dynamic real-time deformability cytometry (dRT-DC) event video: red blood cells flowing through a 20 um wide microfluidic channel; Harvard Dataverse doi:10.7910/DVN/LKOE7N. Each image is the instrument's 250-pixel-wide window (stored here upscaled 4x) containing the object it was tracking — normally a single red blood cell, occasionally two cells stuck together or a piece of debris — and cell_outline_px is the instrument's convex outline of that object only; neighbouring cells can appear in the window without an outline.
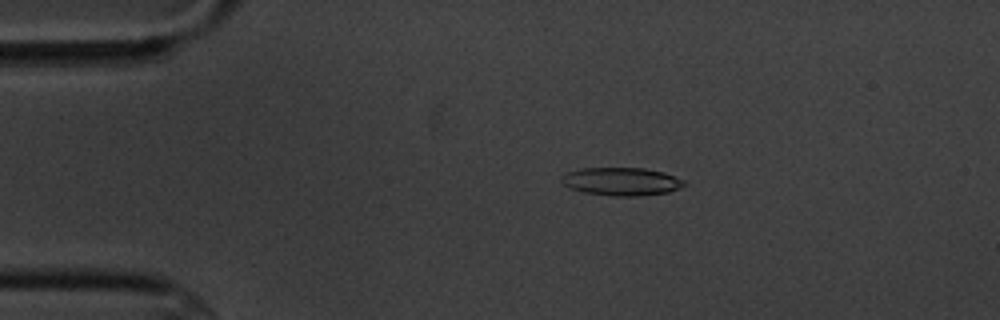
{"species": "common noctule bat (a hibernating species)", "species_latin": "Nyctalus noctula", "temperature_condition": "cold", "stored_images_in_passage": 16, "camera_frame_rate_fps": 3000, "um_per_image_px": 0.085, "animal": {"sex": "male", "body_mass_g": 20.1, "forearm_length_mm": 53.5}, "frame": {"image": 1, "passage_image": 3, "time_ms": 2.333, "image_size_px": [1000, 320], "cell_outline_px": [[688, 184], [680, 188], [668, 192], [636, 196], [612, 196], [584, 192], [560, 184], [560, 176], [564, 172], [580, 168], [644, 168], [664, 172], [684, 180]], "centroid_in_image_um": [52.79, 15.42], "position_along_channel_um": 32.2, "area_um2": 20.29}}
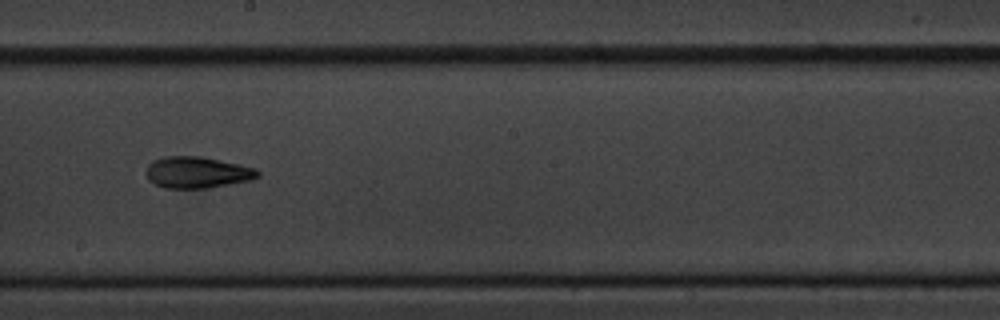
{"frame": {"image": 2, "passage_image": 9, "time_ms": 9.333, "image_size_px": [1000, 320], "cell_outline_px": [[260, 176], [252, 180], [208, 188], [164, 188], [148, 180], [148, 164], [152, 160], [164, 156], [200, 156], [240, 164], [256, 168], [260, 172]], "centroid_in_image_um": [16.8, 14.65], "position_along_channel_um": 231.4, "area_um2": 20.52}}
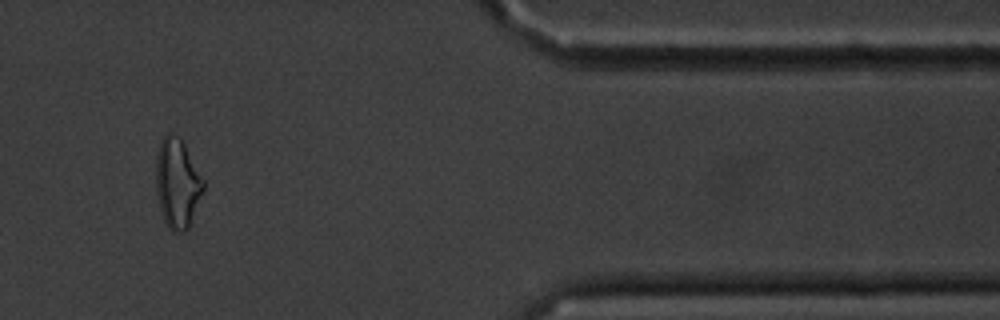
{"frame": {"image": 3, "passage_image": 14, "time_ms": 15.0, "image_size_px": [1000, 320], "cell_outline_px": [[204, 188], [188, 228], [184, 232], [172, 232], [168, 228], [160, 212], [156, 192], [156, 156], [160, 140], [168, 132], [172, 132], [180, 136], [204, 180]], "centroid_in_image_um": [15.05, 15.56], "position_along_channel_um": 396.4, "area_um2": 24.91}, "authors_computed_cell_mechanics": {"area_um2": 20.3167, "velocity_mm_per_s": 3.4494, "shape_relaxation_time_tau1_ms": 3.7289, "shape_relaxation_time_tau2_ms": 3.2122, "deformation_change_tau1": 0.1072, "deformation_change_tau2": 0.1117}}